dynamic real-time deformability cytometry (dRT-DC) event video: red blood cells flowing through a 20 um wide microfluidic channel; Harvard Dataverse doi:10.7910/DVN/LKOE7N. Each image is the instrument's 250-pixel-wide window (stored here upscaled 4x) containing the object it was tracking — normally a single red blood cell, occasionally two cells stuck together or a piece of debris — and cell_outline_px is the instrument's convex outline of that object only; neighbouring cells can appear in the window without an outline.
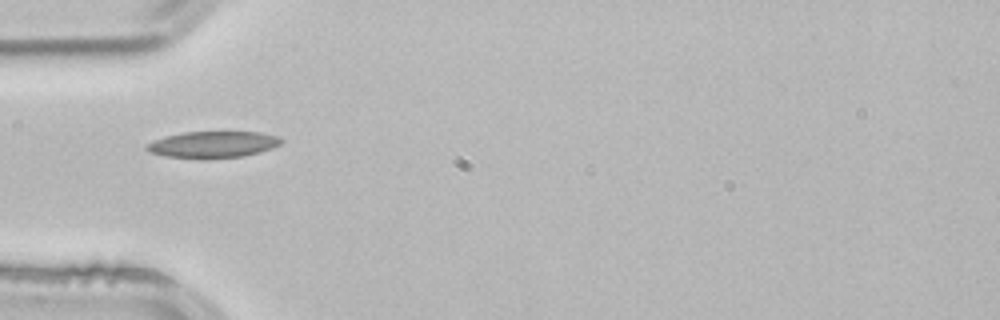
{"species": "common noctule bat (a hibernating species)", "species_latin": "Nyctalus noctula", "temperature_condition": "room temperature", "stored_images_in_passage": 1, "camera_frame_rate_fps": 3000, "um_per_image_px": 0.085, "animal": {"sex": "male", "body_mass_g": 21.5, "forearm_length_mm": 52.0}, "frame": {"image": 1, "passage_image": 1, "time_ms": 0.0, "image_size_px": [1000, 320], "cell_outline_px": [[284, 140], [280, 144], [272, 148], [260, 152], [244, 156], [204, 160], [164, 156], [148, 152], [144, 148], [152, 140], [164, 136], [184, 132], [260, 132], [280, 136]], "centroid_in_image_um": [18.08, 12.3], "position_along_channel_um": 66.9, "area_um2": 21.33}}